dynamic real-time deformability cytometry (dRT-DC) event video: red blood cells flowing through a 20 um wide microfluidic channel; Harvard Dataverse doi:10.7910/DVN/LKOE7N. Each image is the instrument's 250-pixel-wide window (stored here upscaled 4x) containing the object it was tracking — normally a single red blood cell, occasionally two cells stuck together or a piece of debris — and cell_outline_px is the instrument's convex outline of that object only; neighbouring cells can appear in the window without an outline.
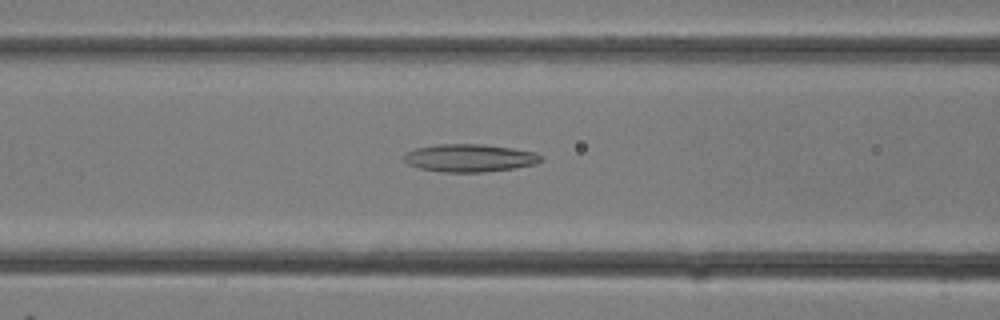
{"species": "common noctule bat (a hibernating species)", "species_latin": "Nyctalus noctula", "temperature_condition": "room temperature", "stored_images_in_passage": 21, "camera_frame_rate_fps": 3000, "um_per_image_px": 0.085, "animal": {"sex": "female"}, "frame": {"image": 1, "passage_image": 12, "time_ms": 3.667, "image_size_px": [1000, 320], "cell_outline_px": [[544, 160], [536, 164], [516, 168], [484, 172], [440, 172], [420, 168], [408, 164], [404, 160], [404, 152], [416, 148], [436, 144], [484, 144], [512, 148], [536, 152], [544, 156]], "centroid_in_image_um": [39.95, 13.42], "position_along_channel_um": 126.6, "area_um2": 22.48}}
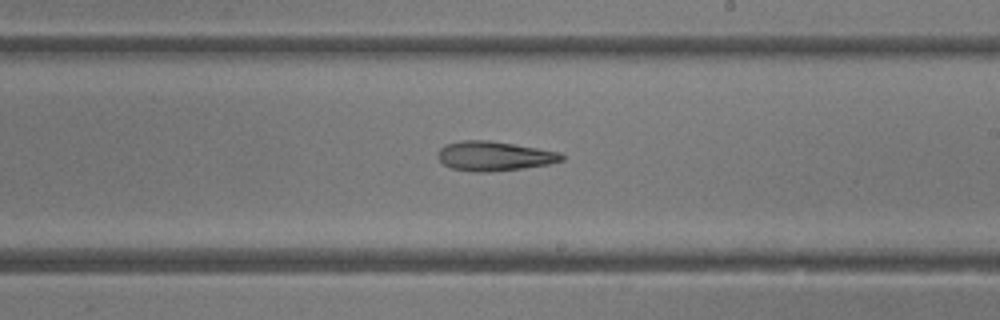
{"frame": {"image": 2, "passage_image": 17, "time_ms": 5.333, "image_size_px": [1000, 320], "cell_outline_px": [[564, 160], [548, 164], [520, 168], [488, 172], [476, 172], [452, 168], [444, 164], [436, 156], [440, 148], [444, 144], [460, 140], [488, 140], [560, 152], [564, 156]], "centroid_in_image_um": [41.96, 13.25], "position_along_channel_um": 247.0, "area_um2": 21.1}}
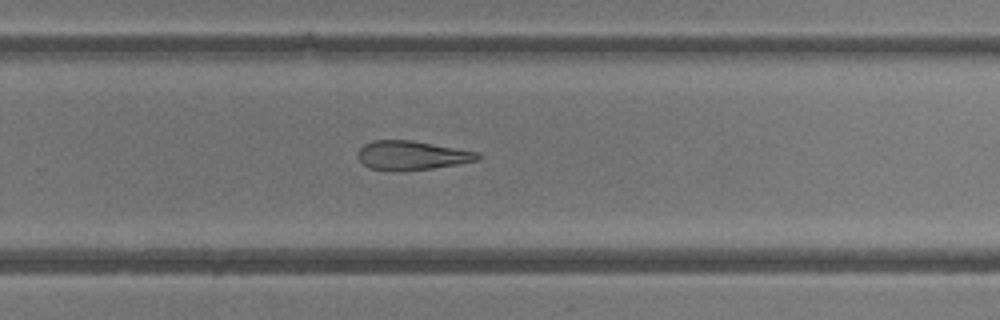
{"frame": {"image": 3, "passage_image": 19, "time_ms": 6.0, "image_size_px": [1000, 320], "cell_outline_px": [[480, 160], [432, 168], [392, 172], [368, 168], [360, 160], [356, 152], [364, 144], [372, 140], [412, 140], [476, 152], [480, 156]], "centroid_in_image_um": [34.93, 13.21], "position_along_channel_um": 294.9, "area_um2": 20.29}}